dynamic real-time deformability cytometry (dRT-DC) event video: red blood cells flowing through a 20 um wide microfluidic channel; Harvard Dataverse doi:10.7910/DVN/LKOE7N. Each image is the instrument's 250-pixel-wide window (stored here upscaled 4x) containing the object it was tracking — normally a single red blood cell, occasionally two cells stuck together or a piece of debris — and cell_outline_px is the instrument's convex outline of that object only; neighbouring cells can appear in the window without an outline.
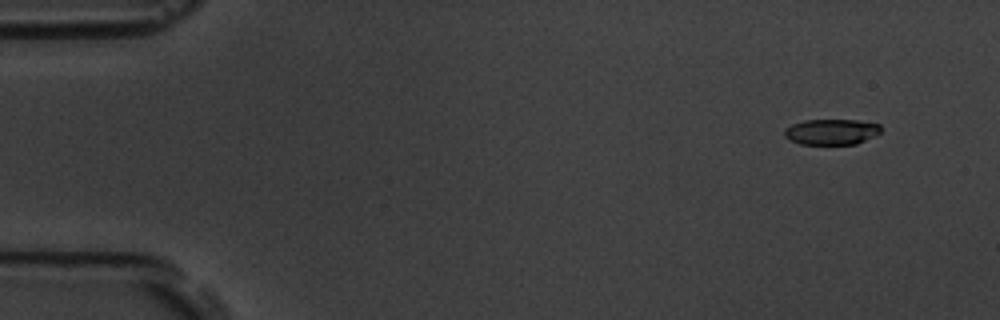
{"species": "common noctule bat (a hibernating species)", "species_latin": "Nyctalus noctula", "temperature_condition": "room temperature", "stored_images_in_passage": 7, "camera_frame_rate_fps": 3000, "um_per_image_px": 0.085, "animal": {"sex": "male", "body_mass_g": 19.5, "forearm_length_mm": 54.6}, "frame": {"image": 1, "passage_image": 1, "time_ms": 0.0, "image_size_px": [1000, 320], "cell_outline_px": [[880, 132], [876, 136], [856, 144], [800, 144], [788, 140], [784, 136], [784, 128], [792, 124], [804, 120], [860, 120], [880, 124]], "centroid_in_image_um": [70.66, 11.2], "position_along_channel_um": 14.3, "area_um2": 14.62}}
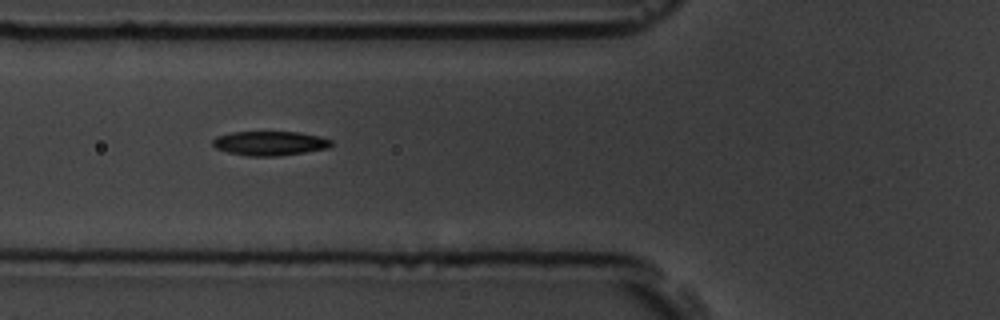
{"frame": {"image": 2, "passage_image": 6, "time_ms": 1.667, "image_size_px": [1000, 320], "cell_outline_px": [[332, 144], [328, 148], [304, 152], [276, 156], [248, 156], [228, 152], [216, 148], [212, 144], [212, 140], [216, 136], [232, 132], [300, 132], [320, 136], [332, 140]], "centroid_in_image_um": [22.93, 12.17], "position_along_channel_um": 102.9, "area_um2": 16.76}}
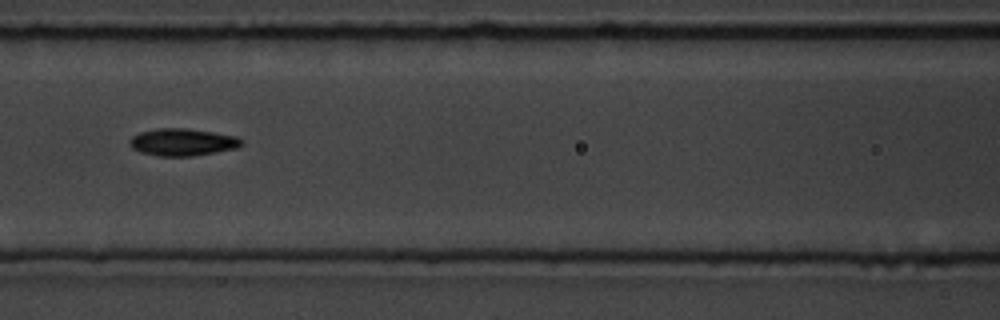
{"frame": {"image": 3, "passage_image": 7, "time_ms": 2.0, "image_size_px": [1000, 320], "cell_outline_px": [[244, 144], [236, 148], [192, 156], [160, 156], [140, 152], [132, 148], [128, 144], [128, 140], [132, 136], [140, 132], [156, 128], [188, 128], [236, 136], [244, 140]], "centroid_in_image_um": [15.49, 12.07], "position_along_channel_um": 151.1, "area_um2": 17.86}}